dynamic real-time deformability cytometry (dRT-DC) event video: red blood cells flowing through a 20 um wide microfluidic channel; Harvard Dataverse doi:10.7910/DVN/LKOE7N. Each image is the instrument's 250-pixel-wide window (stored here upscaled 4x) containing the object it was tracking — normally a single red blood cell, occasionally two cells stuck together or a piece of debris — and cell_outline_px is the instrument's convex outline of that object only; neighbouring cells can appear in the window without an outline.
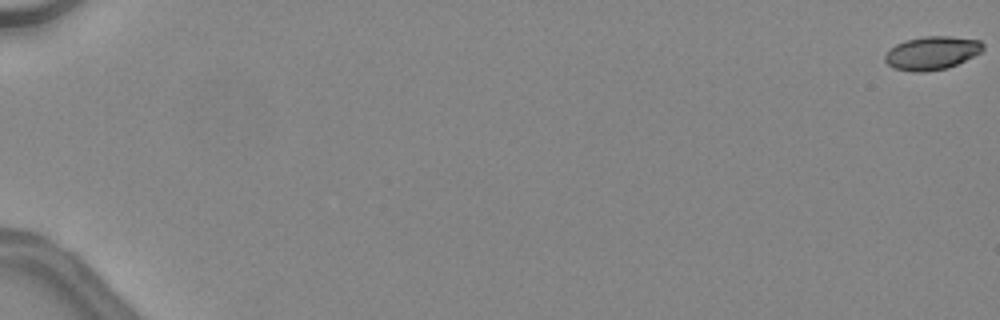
{"species": "common noctule bat (a hibernating species)", "species_latin": "Nyctalus noctula", "temperature_condition": "warm", "stored_images_in_passage": 16, "camera_frame_rate_fps": 3000, "um_per_image_px": 0.085, "animal": {"sex": "female", "body_mass_g": 24.6, "forearm_length_mm": 56.2}, "frame": {"image": 1, "passage_image": 1, "time_ms": 0.0, "image_size_px": [1000, 320], "cell_outline_px": [[984, 48], [980, 52], [948, 68], [924, 72], [912, 72], [896, 68], [888, 64], [884, 60], [884, 56], [896, 44], [904, 40], [924, 36], [948, 36], [980, 40], [984, 44]], "centroid_in_image_um": [79.21, 4.5], "position_along_channel_um": 5.8, "area_um2": 18.9}}
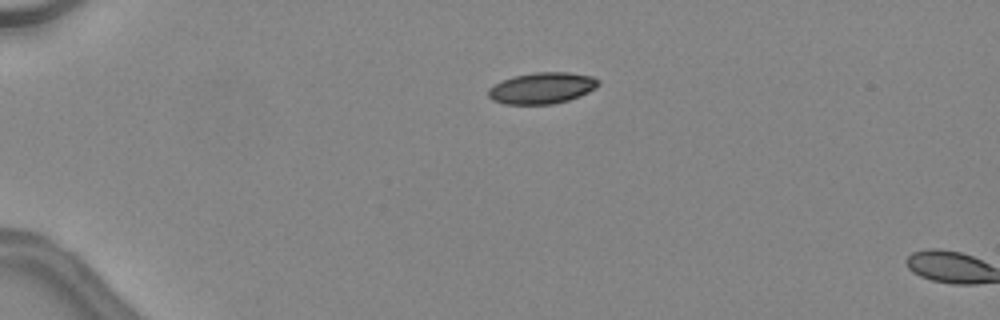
{"frame": {"image": 2, "passage_image": 14, "time_ms": 4.333, "image_size_px": [1000, 320], "cell_outline_px": [[600, 84], [596, 88], [580, 96], [568, 100], [552, 104], [504, 104], [492, 100], [488, 96], [488, 88], [512, 76], [532, 72], [568, 72], [592, 76]], "centroid_in_image_um": [46.06, 7.48], "position_along_channel_um": 38.9, "area_um2": 20.06}}